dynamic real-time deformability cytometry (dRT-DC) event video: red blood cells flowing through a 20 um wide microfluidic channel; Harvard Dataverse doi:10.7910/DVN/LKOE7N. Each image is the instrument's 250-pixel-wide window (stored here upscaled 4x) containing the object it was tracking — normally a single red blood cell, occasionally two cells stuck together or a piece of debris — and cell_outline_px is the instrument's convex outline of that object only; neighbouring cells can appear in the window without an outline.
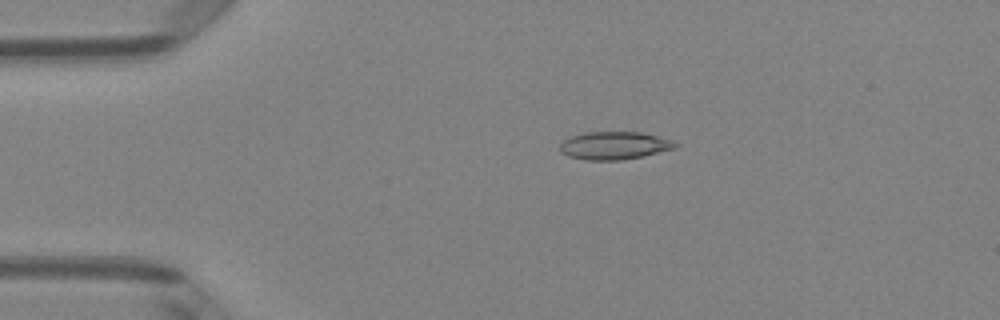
{"species": "Egyptian fruit bat (a non-hibernating species)", "species_latin": "Rousettus aegyptiacus", "temperature_condition": "room temperature", "stored_images_in_passage": 4, "camera_frame_rate_fps": 3000, "um_per_image_px": 0.085, "animal": {"sex": "female"}, "frame": {"image": 1, "passage_image": 3, "time_ms": 0.667, "image_size_px": [1000, 320], "cell_outline_px": [[680, 144], [676, 148], [644, 156], [620, 160], [584, 160], [568, 156], [560, 152], [560, 144], [568, 136], [584, 132], [640, 132], [660, 136], [672, 140]], "centroid_in_image_um": [52.22, 12.37], "position_along_channel_um": 32.8, "area_um2": 19.02}}